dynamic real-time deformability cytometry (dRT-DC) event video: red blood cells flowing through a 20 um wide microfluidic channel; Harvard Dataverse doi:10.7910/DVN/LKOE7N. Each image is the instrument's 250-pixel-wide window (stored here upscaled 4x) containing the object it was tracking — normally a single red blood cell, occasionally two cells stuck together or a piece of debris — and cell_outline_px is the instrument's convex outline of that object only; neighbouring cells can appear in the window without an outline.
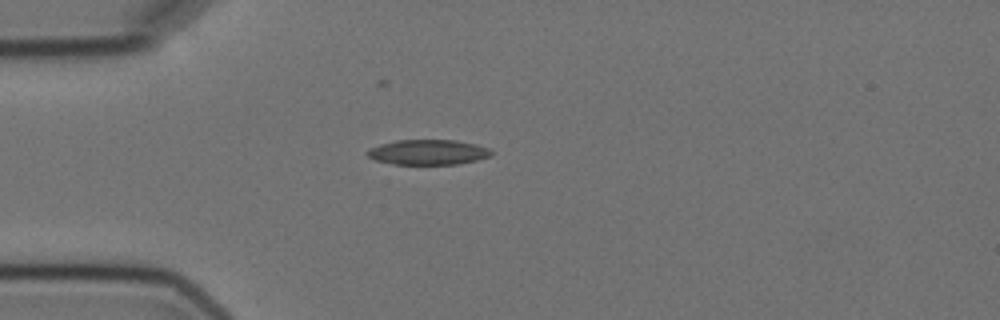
{"species": "Egyptian fruit bat (a non-hibernating species)", "species_latin": "Rousettus aegyptiacus", "temperature_condition": "cold", "stored_images_in_passage": 1, "camera_frame_rate_fps": 3000, "um_per_image_px": 0.085, "animal": {"sex": "female"}, "frame": {"image": 1, "passage_image": 1, "time_ms": 0.0, "image_size_px": [1000, 320], "cell_outline_px": [[492, 156], [476, 160], [456, 164], [392, 164], [376, 160], [368, 156], [364, 152], [368, 148], [380, 144], [396, 140], [456, 140], [476, 144], [488, 148], [492, 152]], "centroid_in_image_um": [36.36, 12.93], "position_along_channel_um": 48.6, "area_um2": 18.21}}